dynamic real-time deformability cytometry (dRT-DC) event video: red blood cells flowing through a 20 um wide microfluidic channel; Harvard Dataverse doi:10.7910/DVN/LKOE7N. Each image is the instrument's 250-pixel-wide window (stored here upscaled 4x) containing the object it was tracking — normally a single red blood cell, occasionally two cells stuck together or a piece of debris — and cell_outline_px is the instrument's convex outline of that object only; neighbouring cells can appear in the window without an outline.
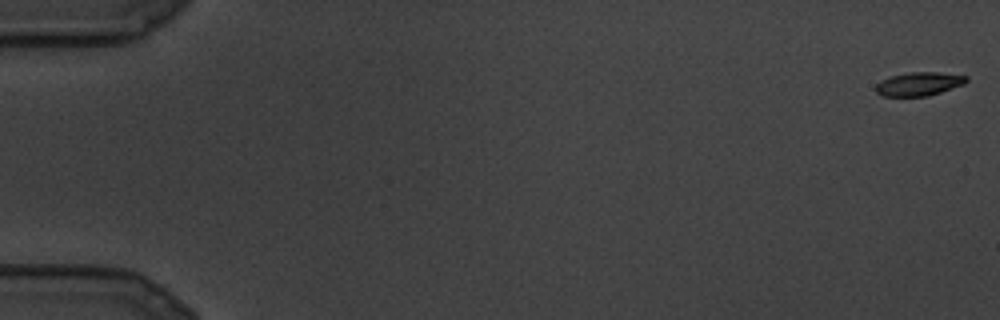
{"species": "common noctule bat (a hibernating species)", "species_latin": "Nyctalus noctula", "temperature_condition": "cold", "stored_images_in_passage": 10, "camera_frame_rate_fps": 3000, "um_per_image_px": 0.085, "animal": {"sex": "male", "body_mass_g": 19.5, "forearm_length_mm": 54.6}, "frame": {"image": 1, "passage_image": 1, "time_ms": 0.0, "image_size_px": [1000, 320], "cell_outline_px": [[968, 80], [964, 84], [928, 96], [880, 96], [876, 92], [876, 84], [880, 80], [892, 76], [912, 72], [936, 72], [968, 76]], "centroid_in_image_um": [78.1, 7.14], "position_along_channel_um": 6.9, "area_um2": 12.37}}
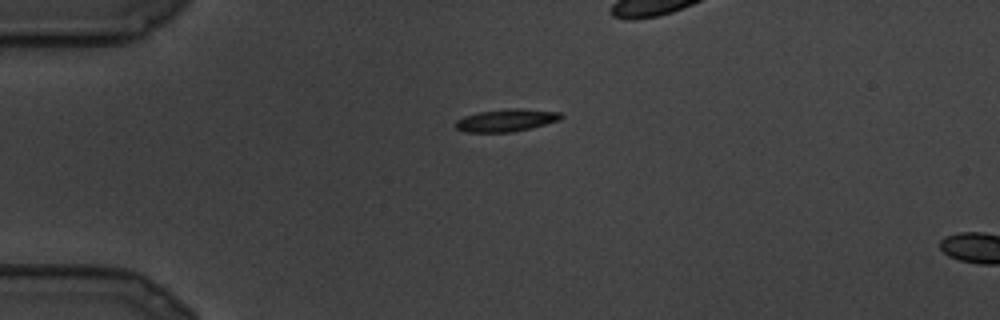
{"frame": {"image": 2, "passage_image": 8, "time_ms": 2.333, "image_size_px": [1000, 320], "cell_outline_px": [[564, 116], [560, 120], [512, 132], [464, 132], [456, 128], [456, 120], [464, 116], [480, 112], [508, 108], [520, 108], [560, 112]], "centroid_in_image_um": [43.03, 10.21], "position_along_channel_um": 42.0, "area_um2": 13.7}}